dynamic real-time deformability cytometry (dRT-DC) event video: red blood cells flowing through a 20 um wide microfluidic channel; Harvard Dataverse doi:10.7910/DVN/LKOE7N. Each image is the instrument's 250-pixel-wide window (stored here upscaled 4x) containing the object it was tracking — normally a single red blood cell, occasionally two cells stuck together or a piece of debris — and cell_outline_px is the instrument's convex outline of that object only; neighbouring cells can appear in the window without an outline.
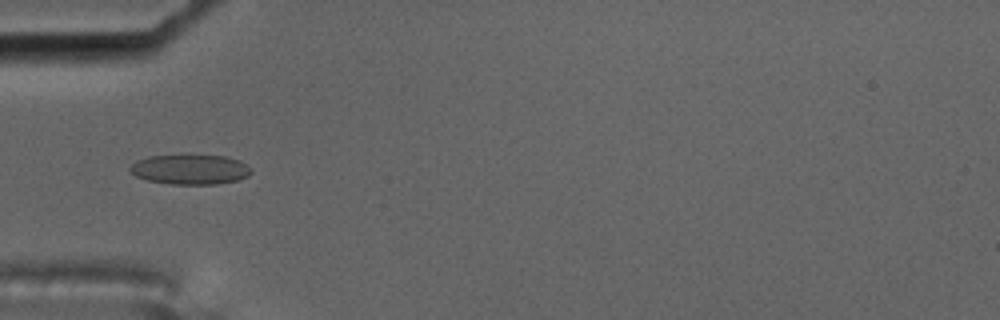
{"species": "common noctule bat (a hibernating species)", "species_latin": "Nyctalus noctula", "temperature_condition": "cold", "stored_images_in_passage": 9, "camera_frame_rate_fps": 3000, "um_per_image_px": 0.085, "animal": {"sex": "male", "body_mass_g": 17.5, "forearm_length_mm": 52.3}, "frame": {"image": 1, "passage_image": 3, "time_ms": 0.667, "image_size_px": [1000, 320], "cell_outline_px": [[252, 172], [248, 176], [240, 180], [216, 184], [172, 184], [148, 180], [136, 176], [128, 168], [136, 160], [148, 156], [188, 152], [224, 156], [240, 160], [252, 168]], "centroid_in_image_um": [16.19, 14.35], "position_along_channel_um": 68.8, "area_um2": 22.08}}